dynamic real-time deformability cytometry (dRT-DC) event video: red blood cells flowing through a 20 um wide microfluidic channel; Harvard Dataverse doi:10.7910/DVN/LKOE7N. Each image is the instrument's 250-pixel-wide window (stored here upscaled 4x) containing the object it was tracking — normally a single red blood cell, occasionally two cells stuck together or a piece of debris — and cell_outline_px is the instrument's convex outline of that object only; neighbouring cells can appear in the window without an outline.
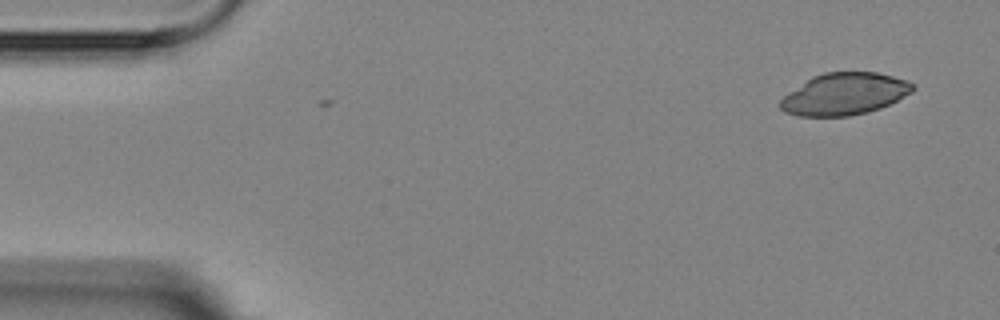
{"species": "Egyptian fruit bat (a non-hibernating species)", "species_latin": "Rousettus aegyptiacus", "temperature_condition": "room temperature", "stored_images_in_passage": 2, "camera_frame_rate_fps": 3000, "um_per_image_px": 0.085, "animal": {"sex": "female"}, "frame": {"image": 1, "passage_image": 2, "time_ms": 1.333, "image_size_px": [1000, 320], "cell_outline_px": [[916, 88], [912, 92], [880, 108], [868, 112], [848, 116], [796, 116], [784, 112], [780, 108], [780, 100], [784, 96], [812, 76], [824, 72], [876, 72], [908, 80]], "centroid_in_image_um": [71.77, 7.99], "position_along_channel_um": 13.2, "area_um2": 32.25}}